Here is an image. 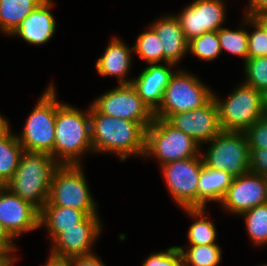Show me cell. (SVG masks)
I'll use <instances>...</instances> for the list:
<instances>
[{"mask_svg": "<svg viewBox=\"0 0 267 266\" xmlns=\"http://www.w3.org/2000/svg\"><path fill=\"white\" fill-rule=\"evenodd\" d=\"M87 215L85 211L71 207L43 206L40 210V227H47L53 241L65 228L79 227Z\"/></svg>", "mask_w": 267, "mask_h": 266, "instance_id": "22", "label": "cell"}, {"mask_svg": "<svg viewBox=\"0 0 267 266\" xmlns=\"http://www.w3.org/2000/svg\"><path fill=\"white\" fill-rule=\"evenodd\" d=\"M188 52L204 61L216 59L222 53L217 31L203 33L192 38L188 42Z\"/></svg>", "mask_w": 267, "mask_h": 266, "instance_id": "30", "label": "cell"}, {"mask_svg": "<svg viewBox=\"0 0 267 266\" xmlns=\"http://www.w3.org/2000/svg\"><path fill=\"white\" fill-rule=\"evenodd\" d=\"M98 215H87L79 227L65 228L53 241L51 254L74 258L92 254V245L102 230Z\"/></svg>", "mask_w": 267, "mask_h": 266, "instance_id": "16", "label": "cell"}, {"mask_svg": "<svg viewBox=\"0 0 267 266\" xmlns=\"http://www.w3.org/2000/svg\"><path fill=\"white\" fill-rule=\"evenodd\" d=\"M267 31V10L261 11L253 16Z\"/></svg>", "mask_w": 267, "mask_h": 266, "instance_id": "41", "label": "cell"}, {"mask_svg": "<svg viewBox=\"0 0 267 266\" xmlns=\"http://www.w3.org/2000/svg\"><path fill=\"white\" fill-rule=\"evenodd\" d=\"M15 248H3L0 251V266H12L17 260L13 255Z\"/></svg>", "mask_w": 267, "mask_h": 266, "instance_id": "38", "label": "cell"}, {"mask_svg": "<svg viewBox=\"0 0 267 266\" xmlns=\"http://www.w3.org/2000/svg\"><path fill=\"white\" fill-rule=\"evenodd\" d=\"M183 210L196 219L188 230L189 245L217 244V229L209 216L205 215V208H183Z\"/></svg>", "mask_w": 267, "mask_h": 266, "instance_id": "25", "label": "cell"}, {"mask_svg": "<svg viewBox=\"0 0 267 266\" xmlns=\"http://www.w3.org/2000/svg\"><path fill=\"white\" fill-rule=\"evenodd\" d=\"M249 171L267 177L266 149H250Z\"/></svg>", "mask_w": 267, "mask_h": 266, "instance_id": "35", "label": "cell"}, {"mask_svg": "<svg viewBox=\"0 0 267 266\" xmlns=\"http://www.w3.org/2000/svg\"><path fill=\"white\" fill-rule=\"evenodd\" d=\"M0 223L13 238L40 227V210L22 200L7 187L0 186Z\"/></svg>", "mask_w": 267, "mask_h": 266, "instance_id": "15", "label": "cell"}, {"mask_svg": "<svg viewBox=\"0 0 267 266\" xmlns=\"http://www.w3.org/2000/svg\"><path fill=\"white\" fill-rule=\"evenodd\" d=\"M219 203L224 210L234 215H241L253 207L266 204L267 177L249 171L233 178Z\"/></svg>", "mask_w": 267, "mask_h": 266, "instance_id": "12", "label": "cell"}, {"mask_svg": "<svg viewBox=\"0 0 267 266\" xmlns=\"http://www.w3.org/2000/svg\"><path fill=\"white\" fill-rule=\"evenodd\" d=\"M23 150L16 134L11 130L0 135V186L6 185L12 178Z\"/></svg>", "mask_w": 267, "mask_h": 266, "instance_id": "24", "label": "cell"}, {"mask_svg": "<svg viewBox=\"0 0 267 266\" xmlns=\"http://www.w3.org/2000/svg\"><path fill=\"white\" fill-rule=\"evenodd\" d=\"M219 124L222 131H246L258 119L262 118V92L244 83L220 100L215 93Z\"/></svg>", "mask_w": 267, "mask_h": 266, "instance_id": "9", "label": "cell"}, {"mask_svg": "<svg viewBox=\"0 0 267 266\" xmlns=\"http://www.w3.org/2000/svg\"><path fill=\"white\" fill-rule=\"evenodd\" d=\"M59 165L49 154L23 150L15 173L4 186L41 210L48 200L52 176Z\"/></svg>", "mask_w": 267, "mask_h": 266, "instance_id": "3", "label": "cell"}, {"mask_svg": "<svg viewBox=\"0 0 267 266\" xmlns=\"http://www.w3.org/2000/svg\"><path fill=\"white\" fill-rule=\"evenodd\" d=\"M267 10V0H249L245 16L253 17L255 14Z\"/></svg>", "mask_w": 267, "mask_h": 266, "instance_id": "37", "label": "cell"}, {"mask_svg": "<svg viewBox=\"0 0 267 266\" xmlns=\"http://www.w3.org/2000/svg\"><path fill=\"white\" fill-rule=\"evenodd\" d=\"M0 245L3 248H17L14 239L8 234L3 225L0 223Z\"/></svg>", "mask_w": 267, "mask_h": 266, "instance_id": "40", "label": "cell"}, {"mask_svg": "<svg viewBox=\"0 0 267 266\" xmlns=\"http://www.w3.org/2000/svg\"><path fill=\"white\" fill-rule=\"evenodd\" d=\"M177 247L181 251L184 266H218L222 259L218 244L188 245L187 251L183 247Z\"/></svg>", "mask_w": 267, "mask_h": 266, "instance_id": "26", "label": "cell"}, {"mask_svg": "<svg viewBox=\"0 0 267 266\" xmlns=\"http://www.w3.org/2000/svg\"><path fill=\"white\" fill-rule=\"evenodd\" d=\"M243 25L255 28V30L250 33L248 32V58H256L267 56V31L265 28L251 16H245Z\"/></svg>", "mask_w": 267, "mask_h": 266, "instance_id": "32", "label": "cell"}, {"mask_svg": "<svg viewBox=\"0 0 267 266\" xmlns=\"http://www.w3.org/2000/svg\"><path fill=\"white\" fill-rule=\"evenodd\" d=\"M213 93L194 74L179 69L165 87L161 105L154 112V117L166 120L172 114L202 107L213 97Z\"/></svg>", "mask_w": 267, "mask_h": 266, "instance_id": "7", "label": "cell"}, {"mask_svg": "<svg viewBox=\"0 0 267 266\" xmlns=\"http://www.w3.org/2000/svg\"><path fill=\"white\" fill-rule=\"evenodd\" d=\"M166 121L191 137L200 146L202 143L211 141L222 131L217 103L213 97L202 107L172 114Z\"/></svg>", "mask_w": 267, "mask_h": 266, "instance_id": "14", "label": "cell"}, {"mask_svg": "<svg viewBox=\"0 0 267 266\" xmlns=\"http://www.w3.org/2000/svg\"><path fill=\"white\" fill-rule=\"evenodd\" d=\"M200 145L166 120L154 117L145 130V152L143 157H155L161 166L177 160L192 158L200 154Z\"/></svg>", "mask_w": 267, "mask_h": 266, "instance_id": "5", "label": "cell"}, {"mask_svg": "<svg viewBox=\"0 0 267 266\" xmlns=\"http://www.w3.org/2000/svg\"><path fill=\"white\" fill-rule=\"evenodd\" d=\"M53 5L52 0H44L19 24L10 36L21 37L32 45L48 42L56 31L55 17L50 11Z\"/></svg>", "mask_w": 267, "mask_h": 266, "instance_id": "18", "label": "cell"}, {"mask_svg": "<svg viewBox=\"0 0 267 266\" xmlns=\"http://www.w3.org/2000/svg\"><path fill=\"white\" fill-rule=\"evenodd\" d=\"M233 178L226 171L203 165L198 185V208H205L208 201L220 202Z\"/></svg>", "mask_w": 267, "mask_h": 266, "instance_id": "21", "label": "cell"}, {"mask_svg": "<svg viewBox=\"0 0 267 266\" xmlns=\"http://www.w3.org/2000/svg\"><path fill=\"white\" fill-rule=\"evenodd\" d=\"M165 65L149 64L137 78H132V86L153 113L160 107L165 87L174 74L170 68L176 66L171 63Z\"/></svg>", "mask_w": 267, "mask_h": 266, "instance_id": "17", "label": "cell"}, {"mask_svg": "<svg viewBox=\"0 0 267 266\" xmlns=\"http://www.w3.org/2000/svg\"><path fill=\"white\" fill-rule=\"evenodd\" d=\"M142 266H184L181 251L177 246H171L165 251L151 254Z\"/></svg>", "mask_w": 267, "mask_h": 266, "instance_id": "33", "label": "cell"}, {"mask_svg": "<svg viewBox=\"0 0 267 266\" xmlns=\"http://www.w3.org/2000/svg\"><path fill=\"white\" fill-rule=\"evenodd\" d=\"M81 165H59L52 176L49 196L44 206H64L97 215V202L89 191Z\"/></svg>", "mask_w": 267, "mask_h": 266, "instance_id": "6", "label": "cell"}, {"mask_svg": "<svg viewBox=\"0 0 267 266\" xmlns=\"http://www.w3.org/2000/svg\"><path fill=\"white\" fill-rule=\"evenodd\" d=\"M204 165L201 153L184 160L171 161L161 166L170 195L182 208H198V185Z\"/></svg>", "mask_w": 267, "mask_h": 266, "instance_id": "10", "label": "cell"}, {"mask_svg": "<svg viewBox=\"0 0 267 266\" xmlns=\"http://www.w3.org/2000/svg\"><path fill=\"white\" fill-rule=\"evenodd\" d=\"M208 143V150L201 152L205 166L226 171L234 178L249 172L250 149L245 131H221Z\"/></svg>", "mask_w": 267, "mask_h": 266, "instance_id": "8", "label": "cell"}, {"mask_svg": "<svg viewBox=\"0 0 267 266\" xmlns=\"http://www.w3.org/2000/svg\"><path fill=\"white\" fill-rule=\"evenodd\" d=\"M8 120L0 114V135L5 134L10 130Z\"/></svg>", "mask_w": 267, "mask_h": 266, "instance_id": "42", "label": "cell"}, {"mask_svg": "<svg viewBox=\"0 0 267 266\" xmlns=\"http://www.w3.org/2000/svg\"><path fill=\"white\" fill-rule=\"evenodd\" d=\"M262 118L267 119V90L262 92Z\"/></svg>", "mask_w": 267, "mask_h": 266, "instance_id": "43", "label": "cell"}, {"mask_svg": "<svg viewBox=\"0 0 267 266\" xmlns=\"http://www.w3.org/2000/svg\"><path fill=\"white\" fill-rule=\"evenodd\" d=\"M49 85L26 119L22 133L16 137L24 150L53 157L57 109L63 103L57 100L53 83Z\"/></svg>", "mask_w": 267, "mask_h": 266, "instance_id": "4", "label": "cell"}, {"mask_svg": "<svg viewBox=\"0 0 267 266\" xmlns=\"http://www.w3.org/2000/svg\"><path fill=\"white\" fill-rule=\"evenodd\" d=\"M92 105L102 114L138 122L145 130L154 119L132 84H119L98 96Z\"/></svg>", "mask_w": 267, "mask_h": 266, "instance_id": "11", "label": "cell"}, {"mask_svg": "<svg viewBox=\"0 0 267 266\" xmlns=\"http://www.w3.org/2000/svg\"><path fill=\"white\" fill-rule=\"evenodd\" d=\"M44 0H0V30L11 35Z\"/></svg>", "mask_w": 267, "mask_h": 266, "instance_id": "23", "label": "cell"}, {"mask_svg": "<svg viewBox=\"0 0 267 266\" xmlns=\"http://www.w3.org/2000/svg\"><path fill=\"white\" fill-rule=\"evenodd\" d=\"M175 16L188 41L203 33L217 31L227 17L223 0H193Z\"/></svg>", "mask_w": 267, "mask_h": 266, "instance_id": "13", "label": "cell"}, {"mask_svg": "<svg viewBox=\"0 0 267 266\" xmlns=\"http://www.w3.org/2000/svg\"><path fill=\"white\" fill-rule=\"evenodd\" d=\"M72 266H105L94 253L72 258Z\"/></svg>", "mask_w": 267, "mask_h": 266, "instance_id": "36", "label": "cell"}, {"mask_svg": "<svg viewBox=\"0 0 267 266\" xmlns=\"http://www.w3.org/2000/svg\"><path fill=\"white\" fill-rule=\"evenodd\" d=\"M88 110L85 113L65 102L57 109L53 158L60 165H81V156L93 152Z\"/></svg>", "mask_w": 267, "mask_h": 266, "instance_id": "2", "label": "cell"}, {"mask_svg": "<svg viewBox=\"0 0 267 266\" xmlns=\"http://www.w3.org/2000/svg\"><path fill=\"white\" fill-rule=\"evenodd\" d=\"M245 134L247 136L249 149L267 150V119L260 118L250 126Z\"/></svg>", "mask_w": 267, "mask_h": 266, "instance_id": "34", "label": "cell"}, {"mask_svg": "<svg viewBox=\"0 0 267 266\" xmlns=\"http://www.w3.org/2000/svg\"><path fill=\"white\" fill-rule=\"evenodd\" d=\"M47 262L42 266H72V258L59 257L50 253Z\"/></svg>", "mask_w": 267, "mask_h": 266, "instance_id": "39", "label": "cell"}, {"mask_svg": "<svg viewBox=\"0 0 267 266\" xmlns=\"http://www.w3.org/2000/svg\"><path fill=\"white\" fill-rule=\"evenodd\" d=\"M162 41L164 63L177 65L188 54V40L184 37L180 22L175 15H166L151 24Z\"/></svg>", "mask_w": 267, "mask_h": 266, "instance_id": "19", "label": "cell"}, {"mask_svg": "<svg viewBox=\"0 0 267 266\" xmlns=\"http://www.w3.org/2000/svg\"><path fill=\"white\" fill-rule=\"evenodd\" d=\"M221 52L226 50L229 53L248 59V31L244 28L230 30L219 28L217 30Z\"/></svg>", "mask_w": 267, "mask_h": 266, "instance_id": "29", "label": "cell"}, {"mask_svg": "<svg viewBox=\"0 0 267 266\" xmlns=\"http://www.w3.org/2000/svg\"><path fill=\"white\" fill-rule=\"evenodd\" d=\"M245 217L247 233L255 245H267V203L241 214Z\"/></svg>", "mask_w": 267, "mask_h": 266, "instance_id": "28", "label": "cell"}, {"mask_svg": "<svg viewBox=\"0 0 267 266\" xmlns=\"http://www.w3.org/2000/svg\"><path fill=\"white\" fill-rule=\"evenodd\" d=\"M163 44L155 30L150 26L148 31L138 35L134 52L148 64H159L164 61Z\"/></svg>", "mask_w": 267, "mask_h": 266, "instance_id": "27", "label": "cell"}, {"mask_svg": "<svg viewBox=\"0 0 267 266\" xmlns=\"http://www.w3.org/2000/svg\"><path fill=\"white\" fill-rule=\"evenodd\" d=\"M93 153L117 154L121 161L131 156H144L145 129L128 119L100 113L90 105Z\"/></svg>", "mask_w": 267, "mask_h": 266, "instance_id": "1", "label": "cell"}, {"mask_svg": "<svg viewBox=\"0 0 267 266\" xmlns=\"http://www.w3.org/2000/svg\"><path fill=\"white\" fill-rule=\"evenodd\" d=\"M132 52L133 47H127L123 40L113 37L104 54L97 59V72L100 76H116L119 84H131L132 79L125 77L130 72Z\"/></svg>", "mask_w": 267, "mask_h": 266, "instance_id": "20", "label": "cell"}, {"mask_svg": "<svg viewBox=\"0 0 267 266\" xmlns=\"http://www.w3.org/2000/svg\"><path fill=\"white\" fill-rule=\"evenodd\" d=\"M245 82L258 91L267 90V56L248 58L244 62Z\"/></svg>", "mask_w": 267, "mask_h": 266, "instance_id": "31", "label": "cell"}]
</instances>
